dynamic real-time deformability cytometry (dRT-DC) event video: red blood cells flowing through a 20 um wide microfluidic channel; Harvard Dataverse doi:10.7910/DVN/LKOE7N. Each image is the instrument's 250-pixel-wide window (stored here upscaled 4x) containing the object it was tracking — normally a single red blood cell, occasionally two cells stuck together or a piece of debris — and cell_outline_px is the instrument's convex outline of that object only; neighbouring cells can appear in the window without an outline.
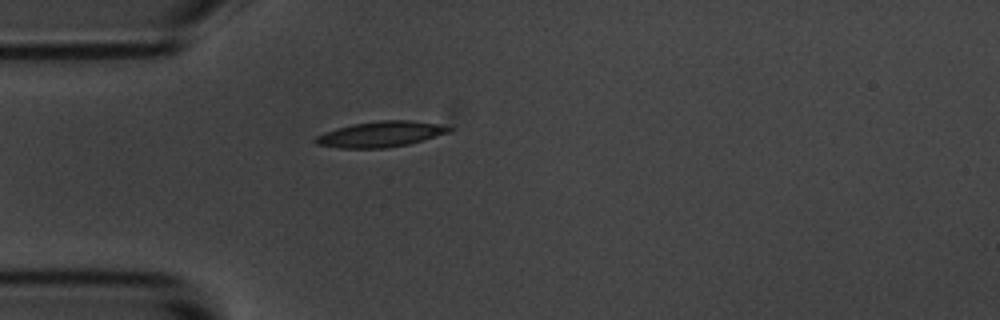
{"species": "common noctule bat (a hibernating species)", "species_latin": "Nyctalus noctula", "temperature_condition": "room temperature", "stored_images_in_passage": 1, "camera_frame_rate_fps": 3000, "um_per_image_px": 0.085, "animal": {"sex": "male", "body_mass_g": 20.1, "forearm_length_mm": 53.5}, "frame": {"image": 1, "passage_image": 1, "time_ms": 0.0, "image_size_px": [1000, 320], "cell_outline_px": [[452, 128], [448, 132], [408, 144], [384, 148], [340, 148], [316, 144], [312, 140], [316, 136], [324, 132], [336, 128], [352, 124], [380, 120], [408, 120], [440, 124]], "centroid_in_image_um": [32.28, 11.4], "position_along_channel_um": 52.7, "area_um2": 19.77}}